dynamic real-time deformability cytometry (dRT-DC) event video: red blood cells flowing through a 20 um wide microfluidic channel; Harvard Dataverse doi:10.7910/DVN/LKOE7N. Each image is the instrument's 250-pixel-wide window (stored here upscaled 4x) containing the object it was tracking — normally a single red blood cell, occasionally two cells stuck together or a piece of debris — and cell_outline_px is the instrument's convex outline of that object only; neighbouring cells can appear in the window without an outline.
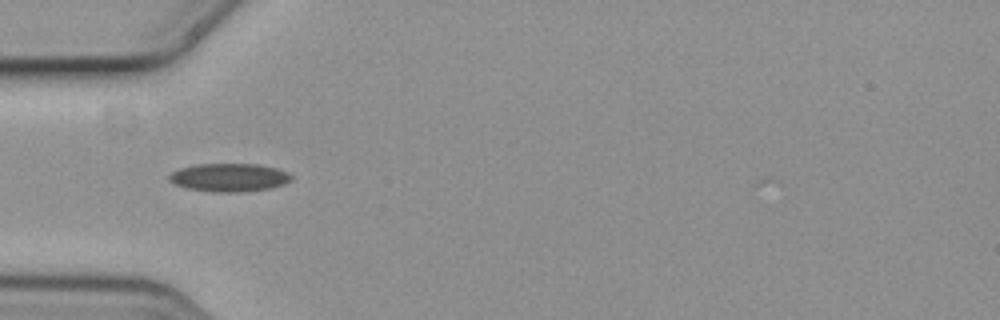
{"species": "common noctule bat (a hibernating species)", "species_latin": "Nyctalus noctula", "temperature_condition": "cold", "stored_images_in_passage": 8, "camera_frame_rate_fps": 3000, "um_per_image_px": 0.085, "animal": {"sex": "female", "body_mass_g": 19.3, "forearm_length_mm": 54.1}, "frame": {"image": 1, "passage_image": 3, "time_ms": 0.667, "image_size_px": [1000, 320], "cell_outline_px": [[292, 180], [284, 184], [268, 188], [244, 192], [212, 192], [188, 188], [176, 184], [168, 180], [168, 176], [172, 172], [180, 168], [196, 164], [260, 164], [276, 168], [288, 172], [292, 176]], "centroid_in_image_um": [19.49, 15.08], "position_along_channel_um": 65.5, "area_um2": 20.11}}
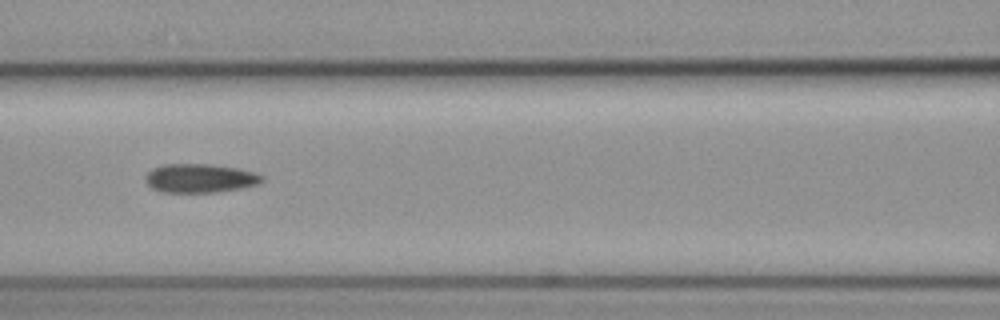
{"frame": {"image": 2, "passage_image": 5, "time_ms": 1.333, "image_size_px": [1000, 320], "cell_outline_px": [[264, 180], [256, 184], [244, 188], [216, 192], [160, 192], [152, 188], [144, 180], [144, 176], [152, 168], [164, 164], [212, 164], [236, 168], [252, 172], [264, 176]], "centroid_in_image_um": [16.97, 15.15], "position_along_channel_um": 149.6, "area_um2": 19.65}}
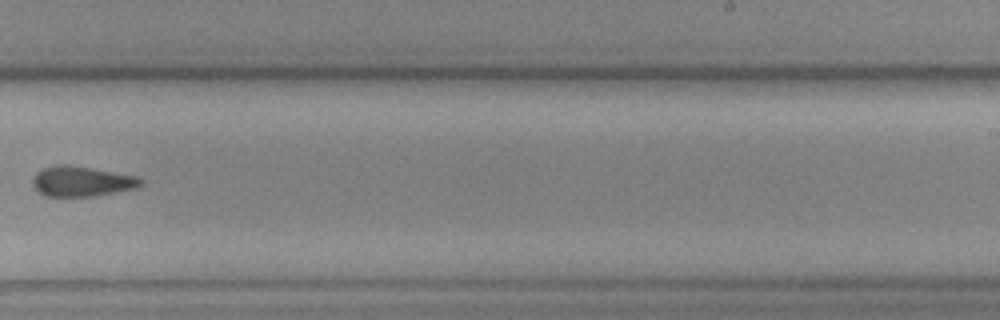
{"frame": {"image": 3, "passage_image": 8, "time_ms": 2.333, "image_size_px": [1000, 320], "cell_outline_px": [[144, 184], [136, 188], [96, 196], [44, 196], [32, 184], [32, 176], [36, 172], [44, 168], [56, 164], [68, 164], [136, 176], [144, 180]], "centroid_in_image_um": [6.94, 15.41], "position_along_channel_um": 282.1, "area_um2": 19.07}}